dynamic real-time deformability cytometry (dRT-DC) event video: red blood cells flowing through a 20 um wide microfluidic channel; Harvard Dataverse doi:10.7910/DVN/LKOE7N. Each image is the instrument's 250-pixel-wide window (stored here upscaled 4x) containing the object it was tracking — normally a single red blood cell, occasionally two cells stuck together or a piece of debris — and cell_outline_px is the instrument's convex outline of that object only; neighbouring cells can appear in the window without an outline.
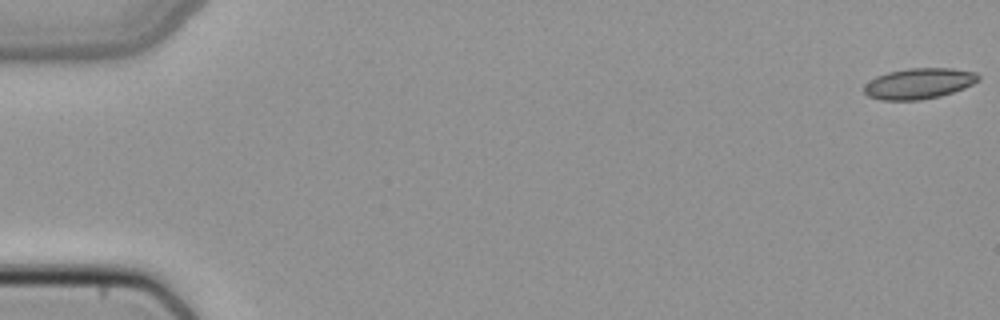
{"species": "common noctule bat (a hibernating species)", "species_latin": "Nyctalus noctula", "temperature_condition": "cold", "stored_images_in_passage": 46, "camera_frame_rate_fps": 3000, "um_per_image_px": 0.085, "animal": {"sex": "female", "body_mass_g": 22.7, "forearm_length_mm": 54.2}, "frame": {"image": 1, "passage_image": 1, "time_ms": 0.0, "image_size_px": [1000, 320], "cell_outline_px": [[980, 80], [964, 88], [940, 96], [920, 100], [880, 100], [868, 96], [864, 92], [864, 84], [876, 76], [888, 72], [908, 68], [952, 68], [976, 72], [980, 76]], "centroid_in_image_um": [78.1, 7.09], "position_along_channel_um": 6.9, "area_um2": 20.58}}
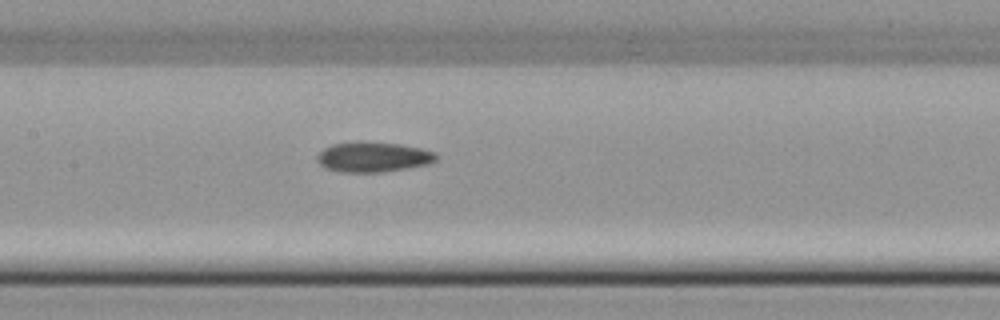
{"frame": {"image": 2, "passage_image": 25, "time_ms": 8.0, "image_size_px": [1000, 320], "cell_outline_px": [[436, 160], [428, 164], [408, 168], [384, 172], [340, 172], [324, 168], [316, 160], [316, 156], [324, 148], [332, 144], [356, 140], [360, 140], [400, 144], [420, 148], [436, 152]], "centroid_in_image_um": [31.68, 13.33], "position_along_channel_um": 175.7, "area_um2": 21.27}}
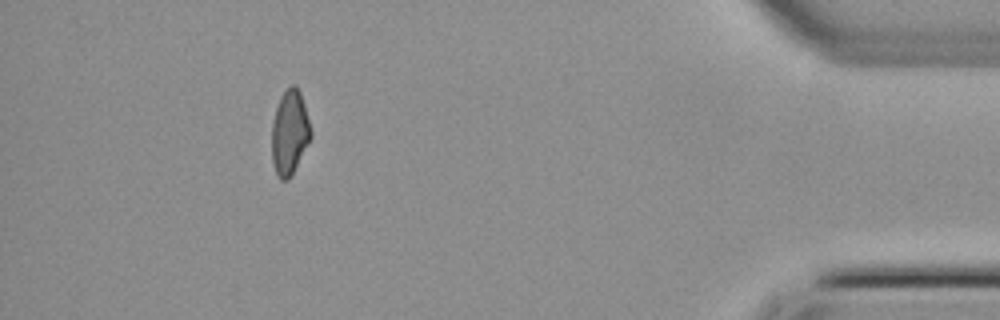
{"frame": {"image": 3, "passage_image": 46, "time_ms": 15.0, "image_size_px": [1000, 320], "cell_outline_px": [[312, 136], [288, 180], [280, 180], [276, 176], [272, 164], [272, 124], [276, 108], [280, 96], [292, 84], [296, 84], [300, 92], [304, 104], [312, 132]], "centroid_in_image_um": [24.6, 11.27], "position_along_channel_um": 410.6, "area_um2": 19.13}}